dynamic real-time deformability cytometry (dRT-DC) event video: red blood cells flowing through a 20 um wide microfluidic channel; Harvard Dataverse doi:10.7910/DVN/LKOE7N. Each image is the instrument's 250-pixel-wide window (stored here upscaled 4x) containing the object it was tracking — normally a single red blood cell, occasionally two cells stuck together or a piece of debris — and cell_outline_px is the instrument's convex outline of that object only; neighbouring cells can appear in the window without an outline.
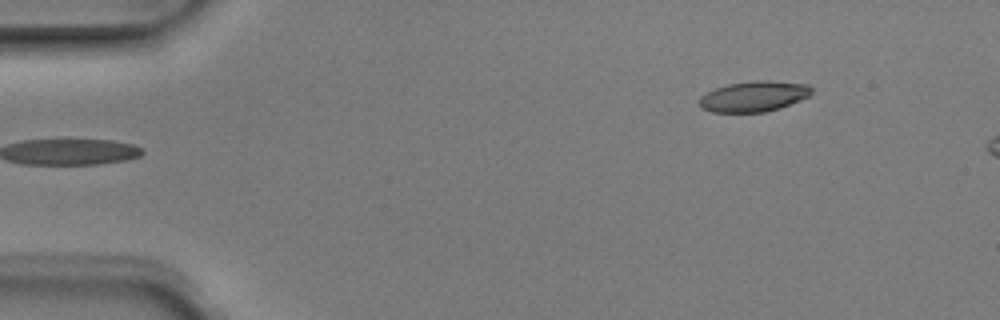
{"species": "Egyptian fruit bat (a non-hibernating species)", "species_latin": "Rousettus aegyptiacus", "temperature_condition": "room temperature", "stored_images_in_passage": 3, "segment_of_instrument_passage": [2, 2], "camera_frame_rate_fps": 3000, "um_per_image_px": 0.085, "animal": {"sex": "male"}, "frame": {"image": 1, "passage_image": 3, "time_ms": 0.667, "image_size_px": [1000, 320], "cell_outline_px": [[812, 96], [780, 108], [764, 112], [712, 112], [700, 108], [700, 96], [716, 88], [728, 84], [752, 80], [768, 80], [808, 84], [812, 88]], "centroid_in_image_um": [64.12, 8.19], "position_along_channel_um": 20.9, "area_um2": 20.17}}